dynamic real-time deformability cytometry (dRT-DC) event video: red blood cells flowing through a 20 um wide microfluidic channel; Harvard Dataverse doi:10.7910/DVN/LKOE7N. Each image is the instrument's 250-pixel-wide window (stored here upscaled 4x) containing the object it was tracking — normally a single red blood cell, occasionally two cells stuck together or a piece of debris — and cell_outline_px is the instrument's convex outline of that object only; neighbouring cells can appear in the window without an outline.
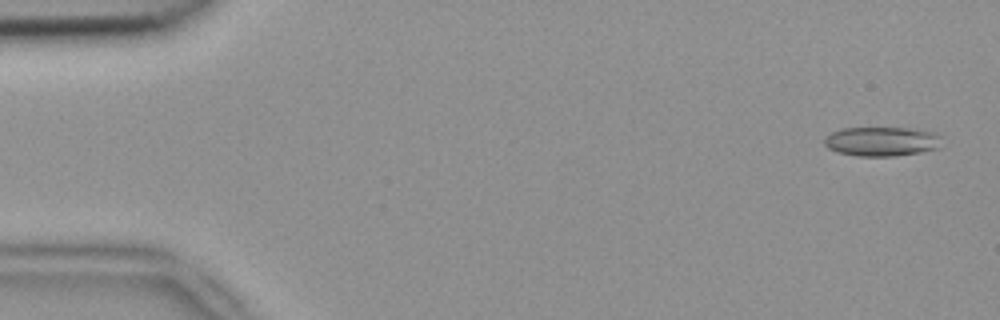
{"species": "common noctule bat (a hibernating species)", "species_latin": "Nyctalus noctula", "temperature_condition": "room temperature", "stored_images_in_passage": 7, "camera_frame_rate_fps": 3000, "um_per_image_px": 0.085, "animal": {"sex": "female", "body_mass_g": 18.4}, "frame": {"image": 1, "passage_image": 1, "time_ms": 0.0, "image_size_px": [1000, 320], "cell_outline_px": [[944, 148], [920, 152], [892, 156], [856, 156], [836, 152], [828, 148], [824, 144], [824, 136], [840, 128], [912, 128], [936, 132], [940, 136]], "centroid_in_image_um": [74.98, 12.02], "position_along_channel_um": 10.0, "area_um2": 20.52}}
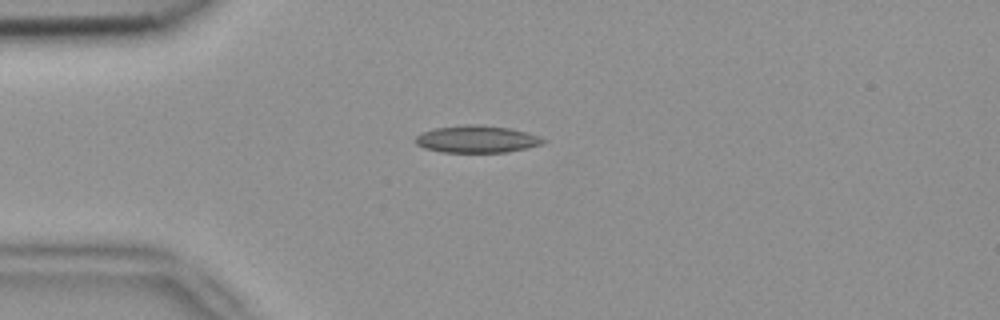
{"frame": {"image": 2, "passage_image": 4, "time_ms": 1.0, "image_size_px": [1000, 320], "cell_outline_px": [[544, 140], [540, 144], [508, 152], [440, 152], [424, 148], [416, 144], [412, 140], [416, 136], [424, 132], [436, 128], [464, 124], [476, 124], [508, 128], [524, 132], [536, 136]], "centroid_in_image_um": [40.42, 11.83], "position_along_channel_um": 44.6, "area_um2": 19.88}}